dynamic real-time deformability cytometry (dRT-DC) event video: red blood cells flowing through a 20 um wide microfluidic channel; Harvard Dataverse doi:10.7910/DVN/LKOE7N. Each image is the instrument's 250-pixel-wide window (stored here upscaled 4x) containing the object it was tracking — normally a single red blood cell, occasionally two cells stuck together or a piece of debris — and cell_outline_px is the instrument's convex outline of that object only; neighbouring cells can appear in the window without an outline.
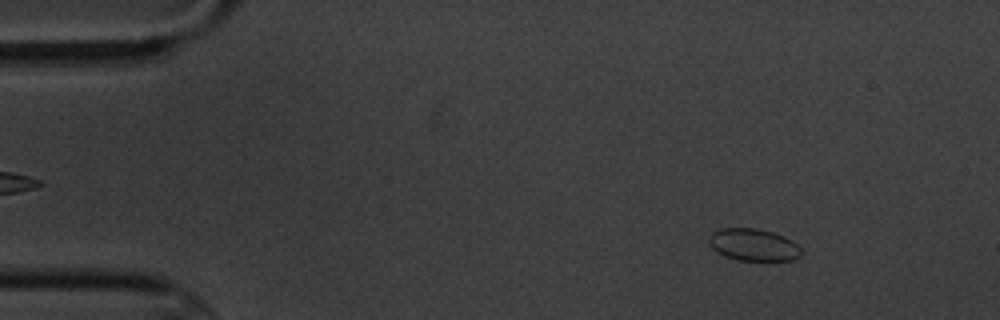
{"species": "common noctule bat (a hibernating species)", "species_latin": "Nyctalus noctula", "temperature_condition": "cold", "stored_images_in_passage": 7, "camera_frame_rate_fps": 3000, "um_per_image_px": 0.085, "animal": {"sex": "male", "body_mass_g": 20.1, "forearm_length_mm": 53.5}, "frame": {"image": 1, "passage_image": 2, "time_ms": 1.0, "image_size_px": [1000, 320], "cell_outline_px": [[800, 256], [792, 260], [736, 260], [724, 256], [716, 252], [712, 248], [708, 240], [708, 236], [712, 232], [720, 228], [756, 228], [772, 232], [784, 236], [792, 240], [800, 248]], "centroid_in_image_um": [64.0, 20.8], "position_along_channel_um": 21.0, "area_um2": 17.34}}
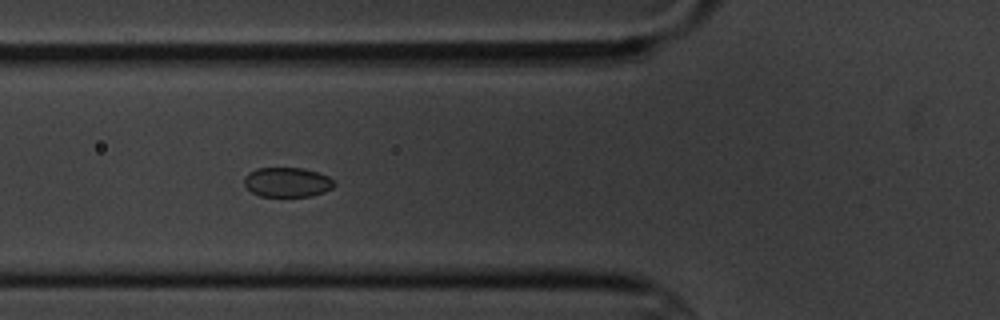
{"frame": {"image": 2, "passage_image": 6, "time_ms": 5.667, "image_size_px": [1000, 320], "cell_outline_px": [[336, 184], [332, 188], [324, 192], [312, 196], [260, 196], [252, 192], [244, 184], [244, 176], [248, 172], [256, 168], [304, 168], [328, 176]], "centroid_in_image_um": [24.4, 15.48], "position_along_channel_um": 101.4, "area_um2": 15.55}}
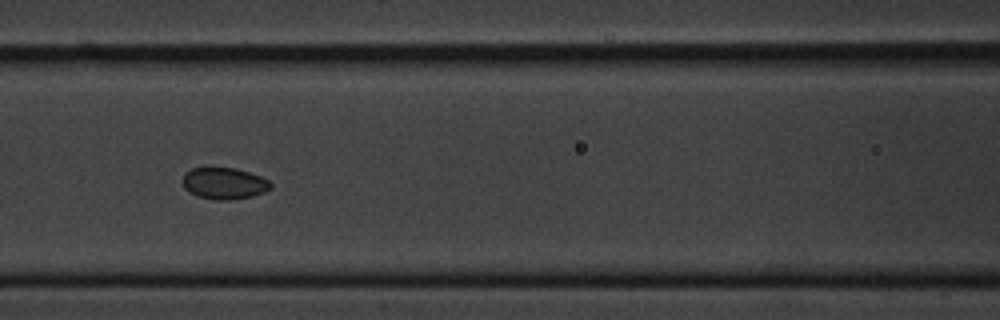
{"frame": {"image": 3, "passage_image": 7, "time_ms": 7.0, "image_size_px": [1000, 320], "cell_outline_px": [[272, 188], [264, 192], [252, 196], [232, 200], [216, 200], [200, 196], [188, 192], [184, 188], [184, 172], [192, 168], [212, 164], [236, 168], [260, 176], [268, 180], [272, 184]], "centroid_in_image_um": [19.04, 15.54], "position_along_channel_um": 147.6, "area_um2": 16.76}}